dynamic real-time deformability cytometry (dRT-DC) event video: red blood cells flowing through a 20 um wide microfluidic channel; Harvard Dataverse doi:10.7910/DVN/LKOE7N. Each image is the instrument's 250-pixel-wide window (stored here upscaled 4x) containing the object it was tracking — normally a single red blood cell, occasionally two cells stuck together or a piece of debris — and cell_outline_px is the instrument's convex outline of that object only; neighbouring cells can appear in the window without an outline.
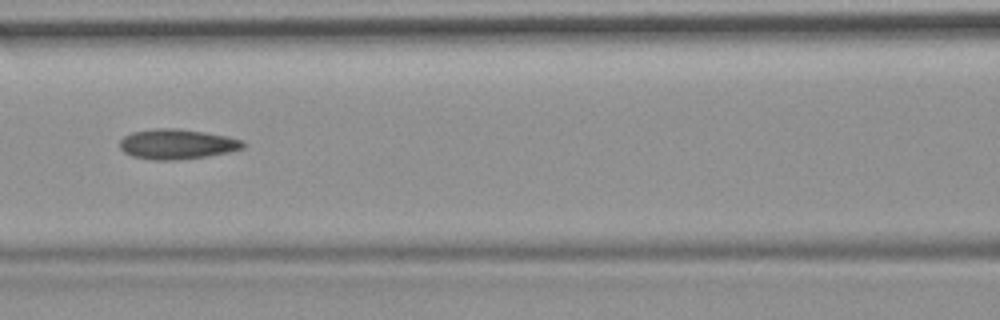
{"species": "common noctule bat (a hibernating species)", "species_latin": "Nyctalus noctula", "temperature_condition": "room temperature", "stored_images_in_passage": 15, "camera_frame_rate_fps": 3000, "um_per_image_px": 0.085, "animal": {"sex": "female", "body_mass_g": 19.9}, "frame": {"image": 1, "passage_image": 7, "time_ms": 2.0, "image_size_px": [1000, 320], "cell_outline_px": [[244, 148], [228, 152], [208, 156], [176, 160], [152, 160], [132, 156], [124, 152], [120, 148], [120, 140], [124, 136], [132, 132], [156, 128], [180, 128], [228, 136], [244, 140]], "centroid_in_image_um": [15.05, 12.25], "position_along_channel_um": 151.5, "area_um2": 21.73}}